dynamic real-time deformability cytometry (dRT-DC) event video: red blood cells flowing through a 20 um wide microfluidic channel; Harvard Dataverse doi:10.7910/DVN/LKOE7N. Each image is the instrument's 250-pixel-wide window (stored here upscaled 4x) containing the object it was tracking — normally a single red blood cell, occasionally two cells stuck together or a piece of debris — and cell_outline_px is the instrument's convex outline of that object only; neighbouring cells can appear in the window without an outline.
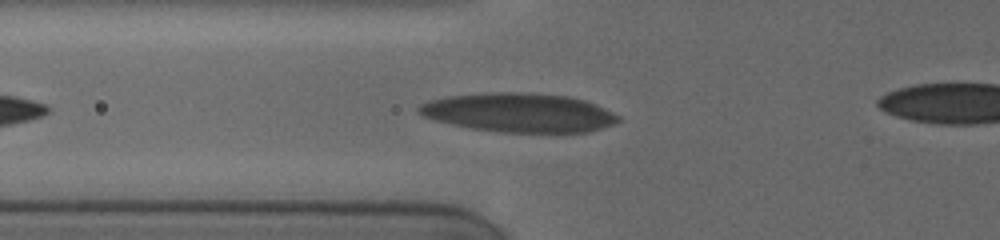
{"species": "human", "species_latin": "Homo sapiens", "temperature_condition": "cold", "stored_images_in_passage": 11, "camera_frame_rate_fps": 3000, "um_per_image_px": 0.085, "donor": {"sex": "female"}, "frame": {"image": 1, "passage_image": 5, "time_ms": 1.667, "image_size_px": [1000, 240], "cell_outline_px": [[620, 120], [612, 124], [588, 132], [500, 132], [472, 128], [452, 124], [436, 120], [424, 116], [416, 112], [416, 108], [420, 104], [428, 100], [444, 96], [480, 92], [524, 92], [568, 96], [584, 100], [604, 108], [620, 116]], "centroid_in_image_um": [44.05, 9.55], "position_along_channel_um": 81.7, "area_um2": 45.43}}
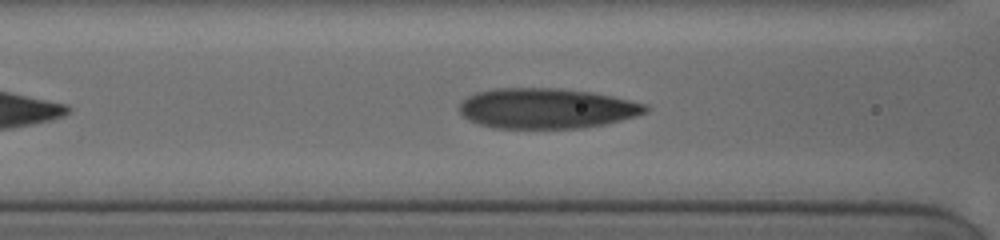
{"frame": {"image": 2, "passage_image": 8, "time_ms": 2.667, "image_size_px": [1000, 240], "cell_outline_px": [[648, 112], [636, 116], [604, 124], [580, 128], [496, 128], [480, 124], [464, 116], [460, 112], [460, 100], [476, 92], [496, 88], [560, 88], [592, 92], [612, 96], [644, 104], [648, 108]], "centroid_in_image_um": [46.44, 9.2], "position_along_channel_um": 120.2, "area_um2": 43.52}}
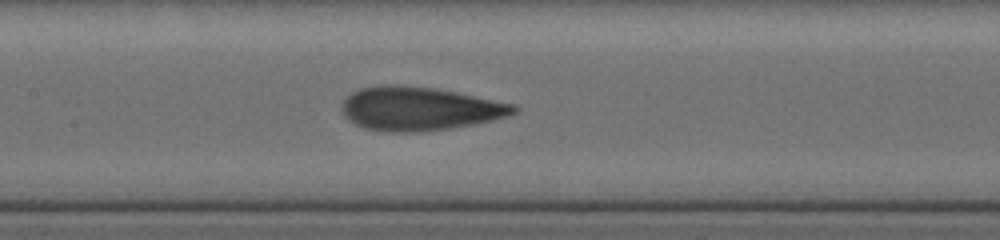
{"frame": {"image": 3, "passage_image": 11, "time_ms": 4.0, "image_size_px": [1000, 240], "cell_outline_px": [[520, 108], [516, 112], [508, 116], [476, 124], [420, 132], [388, 132], [364, 128], [348, 120], [344, 116], [340, 108], [344, 96], [360, 88], [380, 84], [396, 84], [432, 88], [456, 92], [516, 104]], "centroid_in_image_um": [35.62, 9.23], "position_along_channel_um": 171.8, "area_um2": 44.1}}